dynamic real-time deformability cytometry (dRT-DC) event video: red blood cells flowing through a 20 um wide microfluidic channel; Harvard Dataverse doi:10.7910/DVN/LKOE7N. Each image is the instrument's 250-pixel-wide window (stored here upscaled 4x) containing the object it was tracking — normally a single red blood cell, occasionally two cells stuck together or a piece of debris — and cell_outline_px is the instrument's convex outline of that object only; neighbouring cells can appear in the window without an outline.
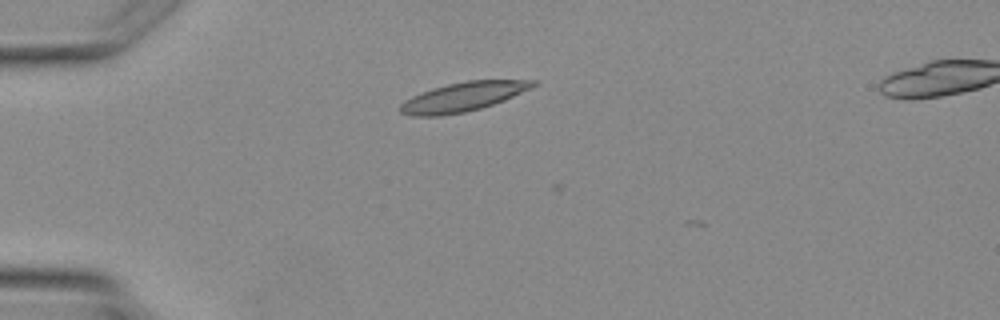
{"species": "Egyptian fruit bat (a non-hibernating species)", "species_latin": "Rousettus aegyptiacus", "temperature_condition": "warm", "stored_images_in_passage": 4, "camera_frame_rate_fps": 3000, "um_per_image_px": 0.085, "animal": {"sex": "female"}, "frame": {"image": 1, "passage_image": 3, "time_ms": 2.333, "image_size_px": [1000, 320], "cell_outline_px": [[540, 84], [532, 88], [504, 100], [480, 108], [464, 112], [440, 116], [412, 116], [400, 112], [400, 104], [404, 100], [412, 96], [432, 88], [448, 84], [468, 80], [540, 80]], "centroid_in_image_um": [39.39, 8.22], "position_along_channel_um": 45.6, "area_um2": 22.54}}